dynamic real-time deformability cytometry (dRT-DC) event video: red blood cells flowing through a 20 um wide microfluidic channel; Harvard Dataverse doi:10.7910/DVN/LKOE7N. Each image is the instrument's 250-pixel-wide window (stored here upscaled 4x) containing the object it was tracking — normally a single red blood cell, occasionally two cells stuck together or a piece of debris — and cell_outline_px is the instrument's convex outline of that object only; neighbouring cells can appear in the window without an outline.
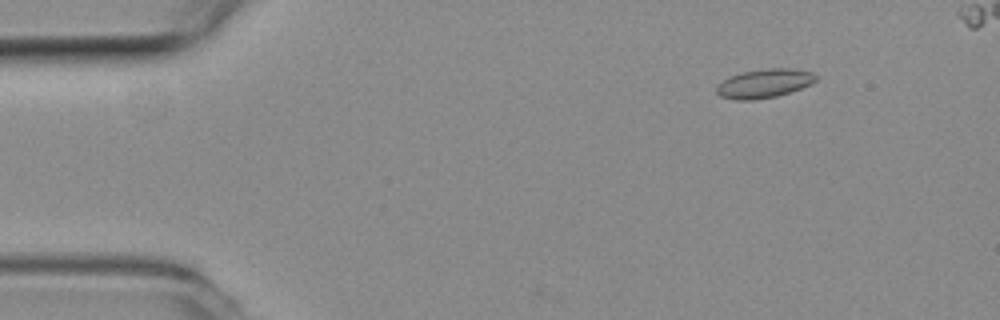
{"species": "common noctule bat (a hibernating species)", "species_latin": "Nyctalus noctula", "temperature_condition": "room temperature", "stored_images_in_passage": 9, "camera_frame_rate_fps": 3000, "um_per_image_px": 0.085, "animal": {"sex": "female", "body_mass_g": 19.3, "forearm_length_mm": 54.1}, "frame": {"image": 1, "passage_image": 6, "time_ms": 1.667, "image_size_px": [1000, 320], "cell_outline_px": [[816, 80], [812, 84], [776, 96], [752, 100], [736, 100], [720, 96], [716, 92], [716, 88], [728, 76], [744, 72], [768, 68], [788, 68], [812, 72], [816, 76]], "centroid_in_image_um": [64.95, 7.09], "position_along_channel_um": 20.0, "area_um2": 16.47}}